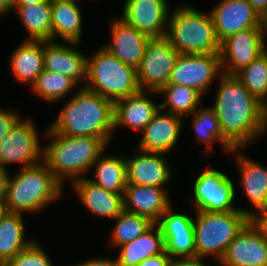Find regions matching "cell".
Returning <instances> with one entry per match:
<instances>
[{"instance_id":"6da1fadb","label":"cell","mask_w":267,"mask_h":266,"mask_svg":"<svg viewBox=\"0 0 267 266\" xmlns=\"http://www.w3.org/2000/svg\"><path fill=\"white\" fill-rule=\"evenodd\" d=\"M213 105L223 135L236 147L245 148L267 132L263 104L235 77L221 74Z\"/></svg>"},{"instance_id":"7a4b0ae2","label":"cell","mask_w":267,"mask_h":266,"mask_svg":"<svg viewBox=\"0 0 267 266\" xmlns=\"http://www.w3.org/2000/svg\"><path fill=\"white\" fill-rule=\"evenodd\" d=\"M50 128L61 135L99 137L108 144L114 130V102L81 85Z\"/></svg>"},{"instance_id":"3957f363","label":"cell","mask_w":267,"mask_h":266,"mask_svg":"<svg viewBox=\"0 0 267 266\" xmlns=\"http://www.w3.org/2000/svg\"><path fill=\"white\" fill-rule=\"evenodd\" d=\"M46 131L44 135L51 141L43 147V161L62 185L64 179L69 178L73 183L86 177L84 173L107 146L99 137L61 135L50 127Z\"/></svg>"},{"instance_id":"277c9868","label":"cell","mask_w":267,"mask_h":266,"mask_svg":"<svg viewBox=\"0 0 267 266\" xmlns=\"http://www.w3.org/2000/svg\"><path fill=\"white\" fill-rule=\"evenodd\" d=\"M63 185L55 178L47 164L21 168L14 179L8 177L5 204L8 212L36 213L62 195Z\"/></svg>"},{"instance_id":"5b68a950","label":"cell","mask_w":267,"mask_h":266,"mask_svg":"<svg viewBox=\"0 0 267 266\" xmlns=\"http://www.w3.org/2000/svg\"><path fill=\"white\" fill-rule=\"evenodd\" d=\"M166 37L180 54L220 53L211 13L183 5L170 11Z\"/></svg>"},{"instance_id":"8992f818","label":"cell","mask_w":267,"mask_h":266,"mask_svg":"<svg viewBox=\"0 0 267 266\" xmlns=\"http://www.w3.org/2000/svg\"><path fill=\"white\" fill-rule=\"evenodd\" d=\"M92 55L87 57L83 87L113 102L141 91L136 68L122 63L104 47Z\"/></svg>"},{"instance_id":"52a82bcc","label":"cell","mask_w":267,"mask_h":266,"mask_svg":"<svg viewBox=\"0 0 267 266\" xmlns=\"http://www.w3.org/2000/svg\"><path fill=\"white\" fill-rule=\"evenodd\" d=\"M248 223L249 215L243 211L195 212L196 260H203L213 254L219 262L228 245Z\"/></svg>"},{"instance_id":"ba28073f","label":"cell","mask_w":267,"mask_h":266,"mask_svg":"<svg viewBox=\"0 0 267 266\" xmlns=\"http://www.w3.org/2000/svg\"><path fill=\"white\" fill-rule=\"evenodd\" d=\"M179 55L166 36L150 38L137 68L140 90L158 94L168 84Z\"/></svg>"},{"instance_id":"9c48e42d","label":"cell","mask_w":267,"mask_h":266,"mask_svg":"<svg viewBox=\"0 0 267 266\" xmlns=\"http://www.w3.org/2000/svg\"><path fill=\"white\" fill-rule=\"evenodd\" d=\"M235 194L234 183L227 174L216 169H206L193 185L195 212L243 211L250 216L252 211L234 206Z\"/></svg>"},{"instance_id":"30bf717a","label":"cell","mask_w":267,"mask_h":266,"mask_svg":"<svg viewBox=\"0 0 267 266\" xmlns=\"http://www.w3.org/2000/svg\"><path fill=\"white\" fill-rule=\"evenodd\" d=\"M29 120V121H28ZM21 118L0 141V168L20 163L22 168L34 166L43 160V147L32 120Z\"/></svg>"},{"instance_id":"8fae6325","label":"cell","mask_w":267,"mask_h":266,"mask_svg":"<svg viewBox=\"0 0 267 266\" xmlns=\"http://www.w3.org/2000/svg\"><path fill=\"white\" fill-rule=\"evenodd\" d=\"M219 74H223L220 53L180 54L168 84L187 86L204 96Z\"/></svg>"},{"instance_id":"7c38bea8","label":"cell","mask_w":267,"mask_h":266,"mask_svg":"<svg viewBox=\"0 0 267 266\" xmlns=\"http://www.w3.org/2000/svg\"><path fill=\"white\" fill-rule=\"evenodd\" d=\"M172 209L170 206L157 222L164 237L165 251L175 262L196 260L194 218L174 213Z\"/></svg>"},{"instance_id":"4fadbf2b","label":"cell","mask_w":267,"mask_h":266,"mask_svg":"<svg viewBox=\"0 0 267 266\" xmlns=\"http://www.w3.org/2000/svg\"><path fill=\"white\" fill-rule=\"evenodd\" d=\"M262 28H247L221 42L220 57L224 74L234 75L266 49Z\"/></svg>"},{"instance_id":"5bb4252c","label":"cell","mask_w":267,"mask_h":266,"mask_svg":"<svg viewBox=\"0 0 267 266\" xmlns=\"http://www.w3.org/2000/svg\"><path fill=\"white\" fill-rule=\"evenodd\" d=\"M167 3V0H125L120 18L151 38L164 37L170 15Z\"/></svg>"},{"instance_id":"9a60e30c","label":"cell","mask_w":267,"mask_h":266,"mask_svg":"<svg viewBox=\"0 0 267 266\" xmlns=\"http://www.w3.org/2000/svg\"><path fill=\"white\" fill-rule=\"evenodd\" d=\"M210 13L220 42L241 30L262 28V18L247 0H221Z\"/></svg>"},{"instance_id":"2e32d148","label":"cell","mask_w":267,"mask_h":266,"mask_svg":"<svg viewBox=\"0 0 267 266\" xmlns=\"http://www.w3.org/2000/svg\"><path fill=\"white\" fill-rule=\"evenodd\" d=\"M131 158H126L127 184L164 188L173 173L163 153L137 150Z\"/></svg>"},{"instance_id":"e0dca14e","label":"cell","mask_w":267,"mask_h":266,"mask_svg":"<svg viewBox=\"0 0 267 266\" xmlns=\"http://www.w3.org/2000/svg\"><path fill=\"white\" fill-rule=\"evenodd\" d=\"M222 266H267V241L250 224L228 245Z\"/></svg>"},{"instance_id":"ac0fdd59","label":"cell","mask_w":267,"mask_h":266,"mask_svg":"<svg viewBox=\"0 0 267 266\" xmlns=\"http://www.w3.org/2000/svg\"><path fill=\"white\" fill-rule=\"evenodd\" d=\"M161 111L160 108L143 129L138 150L166 154L176 145L183 127V117Z\"/></svg>"},{"instance_id":"d6986e66","label":"cell","mask_w":267,"mask_h":266,"mask_svg":"<svg viewBox=\"0 0 267 266\" xmlns=\"http://www.w3.org/2000/svg\"><path fill=\"white\" fill-rule=\"evenodd\" d=\"M111 41L103 45L122 63L138 68L146 45L151 37L140 32L121 18H115L110 26Z\"/></svg>"},{"instance_id":"ffe728a7","label":"cell","mask_w":267,"mask_h":266,"mask_svg":"<svg viewBox=\"0 0 267 266\" xmlns=\"http://www.w3.org/2000/svg\"><path fill=\"white\" fill-rule=\"evenodd\" d=\"M165 188L127 184L123 194L124 210L145 216L157 223L171 206Z\"/></svg>"},{"instance_id":"44dd1931","label":"cell","mask_w":267,"mask_h":266,"mask_svg":"<svg viewBox=\"0 0 267 266\" xmlns=\"http://www.w3.org/2000/svg\"><path fill=\"white\" fill-rule=\"evenodd\" d=\"M69 44L44 41V69L69 76L80 85L86 81L87 56L72 47L78 43Z\"/></svg>"},{"instance_id":"7402d4cb","label":"cell","mask_w":267,"mask_h":266,"mask_svg":"<svg viewBox=\"0 0 267 266\" xmlns=\"http://www.w3.org/2000/svg\"><path fill=\"white\" fill-rule=\"evenodd\" d=\"M147 94V91H139L114 102V129L126 126L143 131L160 109V104L154 103Z\"/></svg>"},{"instance_id":"603a6c76","label":"cell","mask_w":267,"mask_h":266,"mask_svg":"<svg viewBox=\"0 0 267 266\" xmlns=\"http://www.w3.org/2000/svg\"><path fill=\"white\" fill-rule=\"evenodd\" d=\"M79 200L98 217L115 219L124 210L123 194L113 193L100 187L87 177L72 183Z\"/></svg>"},{"instance_id":"cb8c5ba5","label":"cell","mask_w":267,"mask_h":266,"mask_svg":"<svg viewBox=\"0 0 267 266\" xmlns=\"http://www.w3.org/2000/svg\"><path fill=\"white\" fill-rule=\"evenodd\" d=\"M235 148L231 153H236L235 159L241 173V183L247 199L257 209L267 207V167L247 158L245 154Z\"/></svg>"},{"instance_id":"d4e9b609","label":"cell","mask_w":267,"mask_h":266,"mask_svg":"<svg viewBox=\"0 0 267 266\" xmlns=\"http://www.w3.org/2000/svg\"><path fill=\"white\" fill-rule=\"evenodd\" d=\"M9 67L18 81L31 86L44 70V41H22L13 50Z\"/></svg>"},{"instance_id":"484cf974","label":"cell","mask_w":267,"mask_h":266,"mask_svg":"<svg viewBox=\"0 0 267 266\" xmlns=\"http://www.w3.org/2000/svg\"><path fill=\"white\" fill-rule=\"evenodd\" d=\"M120 254L117 261L120 266H137L148 257L165 251L162 231L157 223L133 241L119 246Z\"/></svg>"},{"instance_id":"4316f807","label":"cell","mask_w":267,"mask_h":266,"mask_svg":"<svg viewBox=\"0 0 267 266\" xmlns=\"http://www.w3.org/2000/svg\"><path fill=\"white\" fill-rule=\"evenodd\" d=\"M76 0L51 3L52 41L56 36L64 42H81L82 15Z\"/></svg>"},{"instance_id":"83f0119b","label":"cell","mask_w":267,"mask_h":266,"mask_svg":"<svg viewBox=\"0 0 267 266\" xmlns=\"http://www.w3.org/2000/svg\"><path fill=\"white\" fill-rule=\"evenodd\" d=\"M14 11L19 14V19L25 26L28 39L33 41H52V13L51 2H44L13 6Z\"/></svg>"},{"instance_id":"f1b7e54d","label":"cell","mask_w":267,"mask_h":266,"mask_svg":"<svg viewBox=\"0 0 267 266\" xmlns=\"http://www.w3.org/2000/svg\"><path fill=\"white\" fill-rule=\"evenodd\" d=\"M25 228L22 213L8 212L0 220V260L3 264L34 241L25 238Z\"/></svg>"},{"instance_id":"f546056e","label":"cell","mask_w":267,"mask_h":266,"mask_svg":"<svg viewBox=\"0 0 267 266\" xmlns=\"http://www.w3.org/2000/svg\"><path fill=\"white\" fill-rule=\"evenodd\" d=\"M91 168H95V178L91 182L107 191L124 194L127 185L126 161L123 156H102L97 158Z\"/></svg>"},{"instance_id":"4dcf8cb0","label":"cell","mask_w":267,"mask_h":266,"mask_svg":"<svg viewBox=\"0 0 267 266\" xmlns=\"http://www.w3.org/2000/svg\"><path fill=\"white\" fill-rule=\"evenodd\" d=\"M192 125L196 132V139L199 143L207 144L204 153L208 154L212 150L213 141H220L225 153H230L236 148L222 133L220 122L215 113L214 107L200 108L192 114Z\"/></svg>"},{"instance_id":"1f68e13d","label":"cell","mask_w":267,"mask_h":266,"mask_svg":"<svg viewBox=\"0 0 267 266\" xmlns=\"http://www.w3.org/2000/svg\"><path fill=\"white\" fill-rule=\"evenodd\" d=\"M158 94H165L163 103H160L161 109H168L166 112L182 117L185 114H193L202 100L203 95L193 88L178 85L167 84Z\"/></svg>"},{"instance_id":"d6a6232c","label":"cell","mask_w":267,"mask_h":266,"mask_svg":"<svg viewBox=\"0 0 267 266\" xmlns=\"http://www.w3.org/2000/svg\"><path fill=\"white\" fill-rule=\"evenodd\" d=\"M79 84L66 75L43 70L31 85V90L47 102H58Z\"/></svg>"},{"instance_id":"836d02e7","label":"cell","mask_w":267,"mask_h":266,"mask_svg":"<svg viewBox=\"0 0 267 266\" xmlns=\"http://www.w3.org/2000/svg\"><path fill=\"white\" fill-rule=\"evenodd\" d=\"M234 75L258 101L264 104L267 100V48Z\"/></svg>"},{"instance_id":"e575fe53","label":"cell","mask_w":267,"mask_h":266,"mask_svg":"<svg viewBox=\"0 0 267 266\" xmlns=\"http://www.w3.org/2000/svg\"><path fill=\"white\" fill-rule=\"evenodd\" d=\"M111 242L115 247L133 241L148 230L154 222L149 218L123 210L115 219Z\"/></svg>"},{"instance_id":"d590c367","label":"cell","mask_w":267,"mask_h":266,"mask_svg":"<svg viewBox=\"0 0 267 266\" xmlns=\"http://www.w3.org/2000/svg\"><path fill=\"white\" fill-rule=\"evenodd\" d=\"M4 266H54L47 252L33 241L27 248L19 252L14 258L7 260Z\"/></svg>"},{"instance_id":"8d00e7d4","label":"cell","mask_w":267,"mask_h":266,"mask_svg":"<svg viewBox=\"0 0 267 266\" xmlns=\"http://www.w3.org/2000/svg\"><path fill=\"white\" fill-rule=\"evenodd\" d=\"M20 118L18 112L0 109V141Z\"/></svg>"},{"instance_id":"74e56055","label":"cell","mask_w":267,"mask_h":266,"mask_svg":"<svg viewBox=\"0 0 267 266\" xmlns=\"http://www.w3.org/2000/svg\"><path fill=\"white\" fill-rule=\"evenodd\" d=\"M249 222L267 241V207L259 209L256 213L252 212Z\"/></svg>"},{"instance_id":"f35d334b","label":"cell","mask_w":267,"mask_h":266,"mask_svg":"<svg viewBox=\"0 0 267 266\" xmlns=\"http://www.w3.org/2000/svg\"><path fill=\"white\" fill-rule=\"evenodd\" d=\"M175 261L164 251L161 254L148 257L137 266H173Z\"/></svg>"},{"instance_id":"ab89813d","label":"cell","mask_w":267,"mask_h":266,"mask_svg":"<svg viewBox=\"0 0 267 266\" xmlns=\"http://www.w3.org/2000/svg\"><path fill=\"white\" fill-rule=\"evenodd\" d=\"M74 266H120L117 258L110 259V258H94L88 259L85 262L79 263L78 265Z\"/></svg>"},{"instance_id":"60d3db41","label":"cell","mask_w":267,"mask_h":266,"mask_svg":"<svg viewBox=\"0 0 267 266\" xmlns=\"http://www.w3.org/2000/svg\"><path fill=\"white\" fill-rule=\"evenodd\" d=\"M8 174V170L0 168V202H5Z\"/></svg>"},{"instance_id":"b9f144b4","label":"cell","mask_w":267,"mask_h":266,"mask_svg":"<svg viewBox=\"0 0 267 266\" xmlns=\"http://www.w3.org/2000/svg\"><path fill=\"white\" fill-rule=\"evenodd\" d=\"M255 9V11L259 14L261 18H263L267 14V0H247Z\"/></svg>"},{"instance_id":"7bdbcfd3","label":"cell","mask_w":267,"mask_h":266,"mask_svg":"<svg viewBox=\"0 0 267 266\" xmlns=\"http://www.w3.org/2000/svg\"><path fill=\"white\" fill-rule=\"evenodd\" d=\"M13 10V0H0V15Z\"/></svg>"},{"instance_id":"ee69618b","label":"cell","mask_w":267,"mask_h":266,"mask_svg":"<svg viewBox=\"0 0 267 266\" xmlns=\"http://www.w3.org/2000/svg\"><path fill=\"white\" fill-rule=\"evenodd\" d=\"M175 266H206L202 260L177 261Z\"/></svg>"},{"instance_id":"f6af8a7d","label":"cell","mask_w":267,"mask_h":266,"mask_svg":"<svg viewBox=\"0 0 267 266\" xmlns=\"http://www.w3.org/2000/svg\"><path fill=\"white\" fill-rule=\"evenodd\" d=\"M45 0H13V6L33 5Z\"/></svg>"},{"instance_id":"bcb514c9","label":"cell","mask_w":267,"mask_h":266,"mask_svg":"<svg viewBox=\"0 0 267 266\" xmlns=\"http://www.w3.org/2000/svg\"><path fill=\"white\" fill-rule=\"evenodd\" d=\"M262 30H263V39L265 43V36L267 35V14L262 18Z\"/></svg>"},{"instance_id":"7dc6e473","label":"cell","mask_w":267,"mask_h":266,"mask_svg":"<svg viewBox=\"0 0 267 266\" xmlns=\"http://www.w3.org/2000/svg\"><path fill=\"white\" fill-rule=\"evenodd\" d=\"M8 213L5 202H0V220Z\"/></svg>"},{"instance_id":"c3c4849f","label":"cell","mask_w":267,"mask_h":266,"mask_svg":"<svg viewBox=\"0 0 267 266\" xmlns=\"http://www.w3.org/2000/svg\"><path fill=\"white\" fill-rule=\"evenodd\" d=\"M263 117H264L265 124L267 126V100L263 104Z\"/></svg>"},{"instance_id":"681fc988","label":"cell","mask_w":267,"mask_h":266,"mask_svg":"<svg viewBox=\"0 0 267 266\" xmlns=\"http://www.w3.org/2000/svg\"><path fill=\"white\" fill-rule=\"evenodd\" d=\"M49 2H58V1H66V0H48Z\"/></svg>"},{"instance_id":"f907efd6","label":"cell","mask_w":267,"mask_h":266,"mask_svg":"<svg viewBox=\"0 0 267 266\" xmlns=\"http://www.w3.org/2000/svg\"><path fill=\"white\" fill-rule=\"evenodd\" d=\"M0 266H4V264L2 263V261L0 260Z\"/></svg>"}]
</instances>
